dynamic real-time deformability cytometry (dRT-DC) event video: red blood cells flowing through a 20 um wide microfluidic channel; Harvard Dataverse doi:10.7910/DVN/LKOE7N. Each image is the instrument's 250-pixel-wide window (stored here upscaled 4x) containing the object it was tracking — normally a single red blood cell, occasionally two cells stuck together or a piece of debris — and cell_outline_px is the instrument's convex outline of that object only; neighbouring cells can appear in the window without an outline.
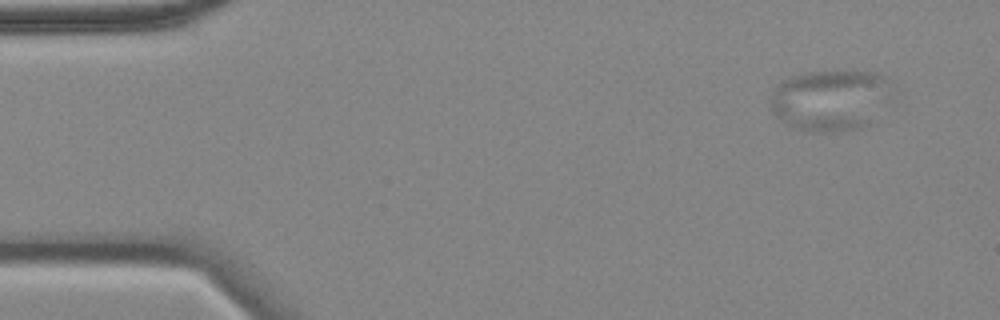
{"species": "common noctule bat (a hibernating species)", "species_latin": "Nyctalus noctula", "temperature_condition": "cold", "stored_images_in_passage": 58, "camera_frame_rate_fps": 3000, "um_per_image_px": 0.085, "animal": {"sex": "female", "body_mass_g": 18.4}, "frame": {"image": 1, "passage_image": 6, "time_ms": 1.667, "image_size_px": [1000, 320], "cell_outline_px": [[884, 80], [868, 124], [860, 128], [824, 132], [800, 128], [776, 116], [772, 112], [772, 96], [780, 84], [784, 80], [792, 76], [808, 72], [876, 72]], "centroid_in_image_um": [70.36, 8.5], "position_along_channel_um": 14.6, "area_um2": 39.48}}
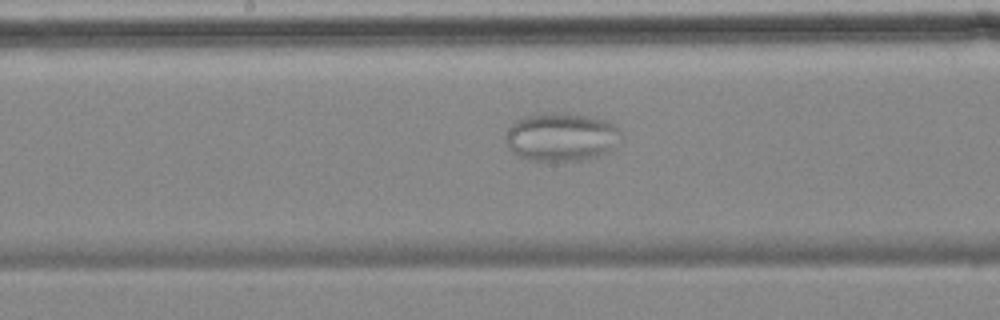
{"frame": {"image": 2, "passage_image": 31, "time_ms": 10.0, "image_size_px": [1000, 320], "cell_outline_px": [[624, 140], [608, 152], [588, 160], [528, 160], [516, 156], [508, 148], [504, 140], [508, 128], [516, 120], [540, 112], [568, 112], [592, 116], [608, 120], [624, 136]], "centroid_in_image_um": [47.74, 11.63], "position_along_channel_um": 200.5, "area_um2": 33.41}}
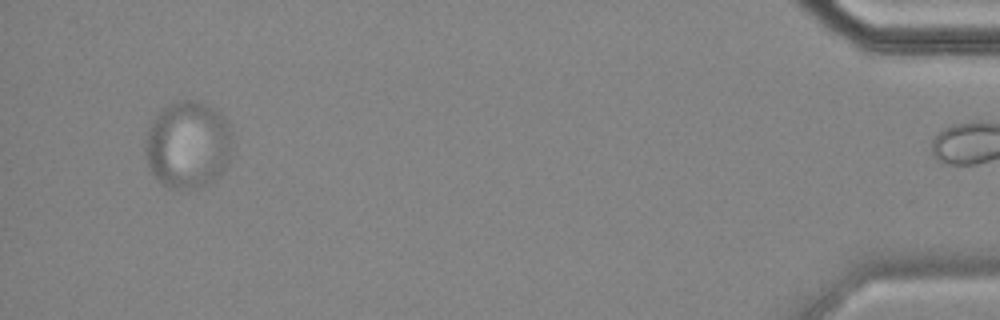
{"frame": {"image": 3, "passage_image": 57, "time_ms": 18.667, "image_size_px": [1000, 320], "cell_outline_px": [[232, 148], [228, 164], [208, 184], [196, 188], [172, 188], [164, 184], [152, 172], [148, 164], [144, 148], [144, 144], [148, 128], [156, 112], [160, 108], [168, 104], [180, 100], [196, 100], [220, 112], [228, 120], [232, 132]], "centroid_in_image_um": [15.98, 12.25], "position_along_channel_um": 419.2, "area_um2": 44.62}}